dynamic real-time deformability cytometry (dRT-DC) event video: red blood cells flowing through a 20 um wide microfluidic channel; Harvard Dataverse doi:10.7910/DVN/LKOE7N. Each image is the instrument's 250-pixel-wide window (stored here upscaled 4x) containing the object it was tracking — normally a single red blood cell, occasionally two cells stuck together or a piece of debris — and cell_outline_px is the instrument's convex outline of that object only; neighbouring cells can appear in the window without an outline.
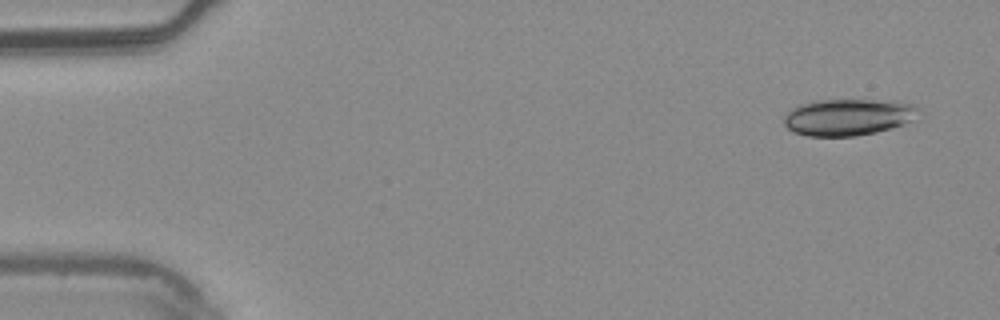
{"species": "common noctule bat (a hibernating species)", "species_latin": "Nyctalus noctula", "temperature_condition": "warm", "stored_images_in_passage": 3, "camera_frame_rate_fps": 3000, "um_per_image_px": 0.085, "animal": {"sex": "male", "body_mass_g": 20.4}, "frame": {"image": 1, "passage_image": 1, "time_ms": 0.0, "image_size_px": [1000, 320], "cell_outline_px": [[920, 108], [912, 120], [904, 124], [892, 128], [876, 132], [856, 136], [808, 136], [792, 132], [784, 124], [784, 116], [792, 108], [800, 104], [816, 100], [872, 100], [912, 104]], "centroid_in_image_um": [72.04, 9.96], "position_along_channel_um": 13.0, "area_um2": 28.55}}